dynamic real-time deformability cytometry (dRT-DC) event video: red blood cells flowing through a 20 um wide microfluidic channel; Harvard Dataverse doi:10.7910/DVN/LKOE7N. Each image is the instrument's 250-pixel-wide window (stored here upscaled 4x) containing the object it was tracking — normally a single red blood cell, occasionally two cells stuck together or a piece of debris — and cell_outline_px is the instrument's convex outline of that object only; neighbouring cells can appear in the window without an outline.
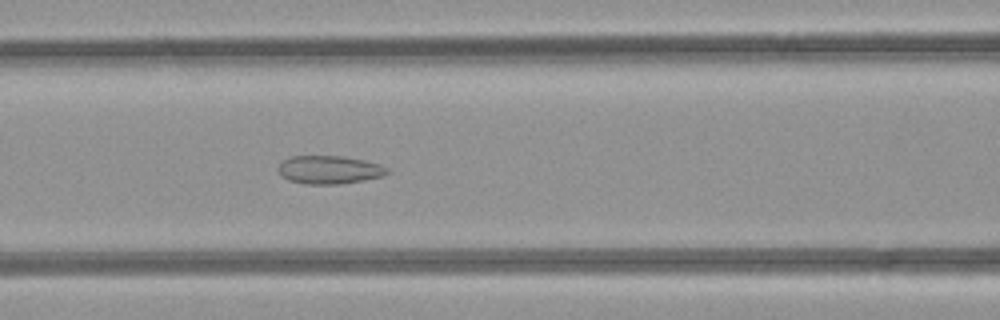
{"species": "common noctule bat (a hibernating species)", "species_latin": "Nyctalus noctula", "temperature_condition": "room temperature", "stored_images_in_passage": 44, "camera_frame_rate_fps": 3000, "um_per_image_px": 0.085, "animal": {"sex": "female", "body_mass_g": 21.9}, "frame": {"image": 1, "passage_image": 15, "time_ms": 4.667, "image_size_px": [1000, 320], "cell_outline_px": [[392, 172], [384, 176], [364, 180], [340, 184], [304, 184], [288, 180], [280, 176], [276, 168], [284, 160], [292, 156], [344, 156], [364, 160], [380, 164], [388, 168]], "centroid_in_image_um": [28.0, 14.43], "position_along_channel_um": 138.6, "area_um2": 18.21}}
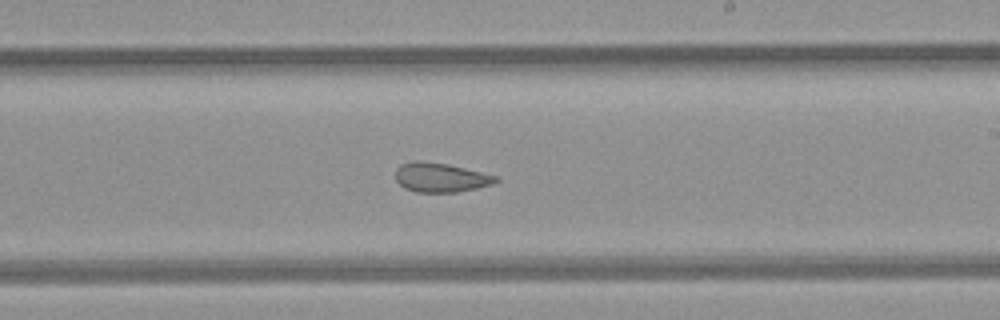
{"frame": {"image": 2, "passage_image": 23, "time_ms": 7.333, "image_size_px": [1000, 320], "cell_outline_px": [[500, 180], [492, 184], [476, 188], [456, 192], [416, 192], [404, 188], [396, 180], [396, 168], [400, 164], [416, 160], [420, 160], [448, 164], [496, 176]], "centroid_in_image_um": [37.41, 15.08], "position_along_channel_um": 251.6, "area_um2": 17.05}}
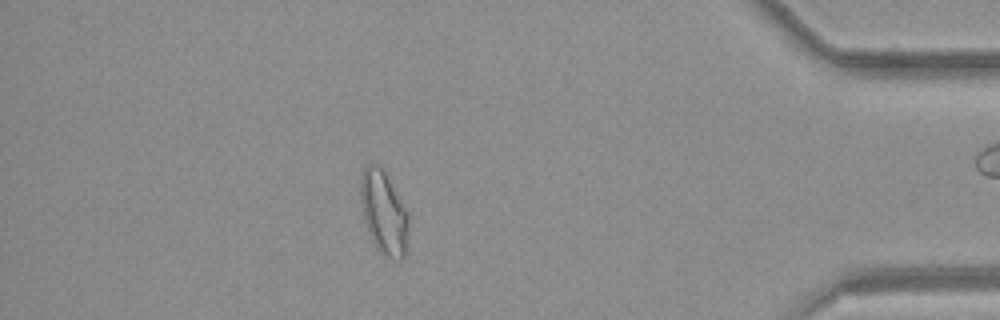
{"frame": {"image": 3, "passage_image": 37, "time_ms": 12.0, "image_size_px": [1000, 320], "cell_outline_px": [[408, 224], [404, 256], [400, 260], [392, 260], [380, 252], [376, 248], [368, 232], [364, 220], [360, 196], [360, 176], [364, 168], [368, 164], [376, 164], [384, 172], [404, 208], [408, 216]], "centroid_in_image_um": [32.58, 18.1], "position_along_channel_um": 402.6, "area_um2": 22.72}, "authors_computed_cell_mechanics": {"area_um2": 20.4323, "velocity_mm_per_s": 4.2332, "shape_relaxation_time_tau1_ms": null, "shape_relaxation_time_tau2_ms": 1.6827, "deformation_change_tau1": null, "deformation_change_tau2": 0.0785}}